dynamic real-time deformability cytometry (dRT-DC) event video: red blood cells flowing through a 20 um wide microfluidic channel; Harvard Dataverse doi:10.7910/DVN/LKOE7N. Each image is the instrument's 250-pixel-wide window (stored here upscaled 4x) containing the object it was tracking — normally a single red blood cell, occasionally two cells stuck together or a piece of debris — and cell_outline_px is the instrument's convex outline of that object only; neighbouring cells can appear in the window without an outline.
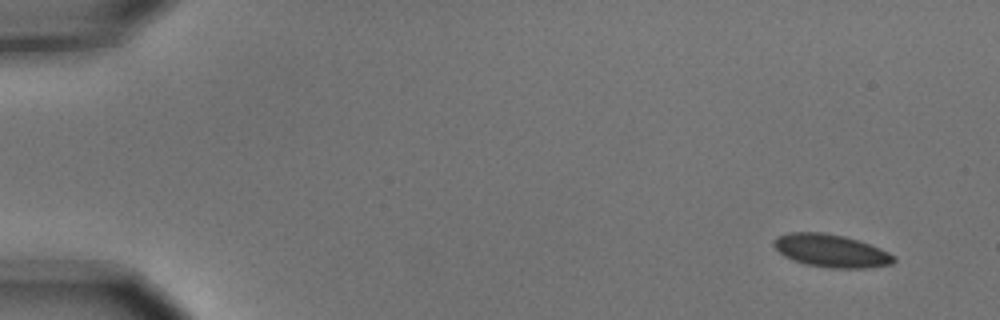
{"species": "common noctule bat (a hibernating species)", "species_latin": "Nyctalus noctula", "temperature_condition": "cold", "stored_images_in_passage": 6, "camera_frame_rate_fps": 3000, "um_per_image_px": 0.085, "animal": {"sex": "male", "body_mass_g": 15.6}, "frame": {"image": 1, "passage_image": 1, "time_ms": 0.0, "image_size_px": [1000, 320], "cell_outline_px": [[896, 260], [892, 264], [868, 268], [828, 268], [804, 264], [792, 260], [784, 256], [772, 244], [772, 240], [776, 236], [788, 232], [824, 232], [844, 236], [860, 240], [880, 248], [896, 256]], "centroid_in_image_um": [70.63, 21.31], "position_along_channel_um": 14.4, "area_um2": 23.35}}
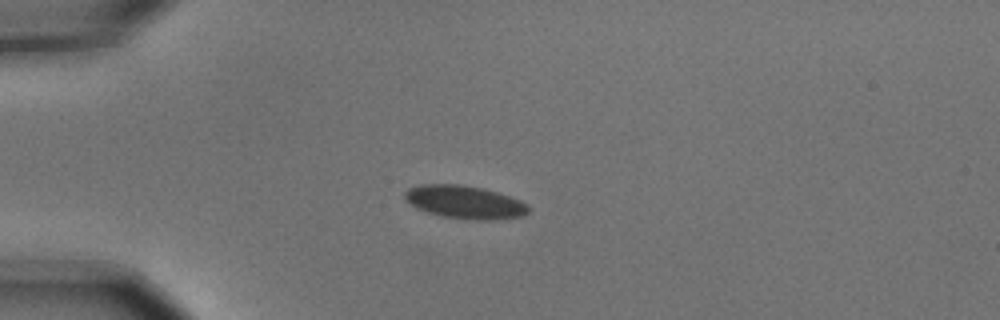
{"frame": {"image": 2, "passage_image": 4, "time_ms": 1.0, "image_size_px": [1000, 320], "cell_outline_px": [[528, 212], [524, 216], [492, 220], [472, 220], [444, 216], [428, 212], [416, 208], [404, 200], [404, 192], [408, 188], [420, 184], [460, 184], [480, 188], [496, 192], [520, 200], [528, 204]], "centroid_in_image_um": [39.48, 17.18], "position_along_channel_um": 45.5, "area_um2": 23.81}}
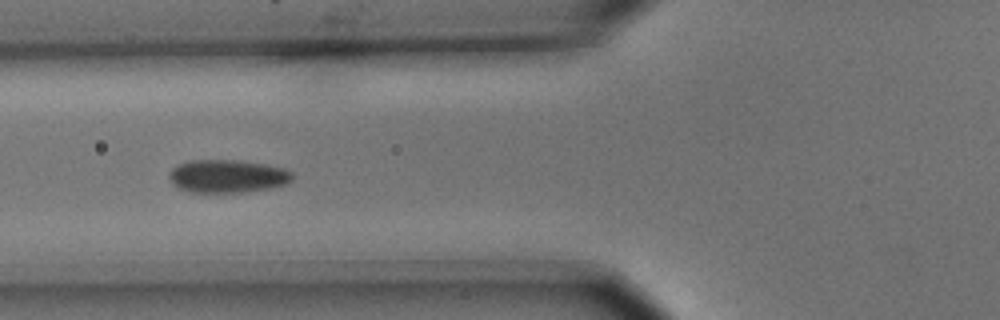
{"frame": {"image": 3, "passage_image": 6, "time_ms": 1.667, "image_size_px": [1000, 320], "cell_outline_px": [[292, 180], [288, 184], [272, 188], [244, 192], [192, 192], [180, 188], [172, 184], [168, 176], [172, 168], [188, 160], [236, 160], [268, 164], [284, 168], [292, 172]], "centroid_in_image_um": [19.37, 14.97], "position_along_channel_um": 106.4, "area_um2": 23.87}}